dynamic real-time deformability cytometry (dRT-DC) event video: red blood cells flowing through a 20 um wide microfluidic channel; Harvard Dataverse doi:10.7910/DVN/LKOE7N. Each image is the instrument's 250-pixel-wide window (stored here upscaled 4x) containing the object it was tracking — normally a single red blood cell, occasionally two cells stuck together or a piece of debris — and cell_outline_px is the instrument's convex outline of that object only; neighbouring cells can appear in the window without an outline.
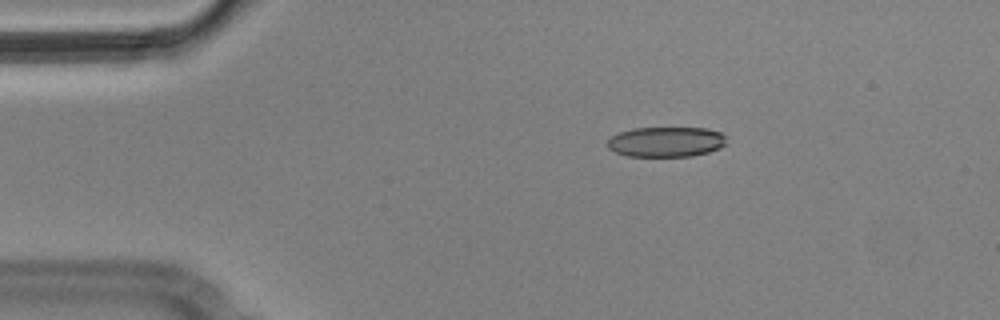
{"species": "Egyptian fruit bat (a non-hibernating species)", "species_latin": "Rousettus aegyptiacus", "temperature_condition": "cold", "stored_images_in_passage": 9, "camera_frame_rate_fps": 3000, "um_per_image_px": 0.085, "animal": {"sex": "male"}, "frame": {"image": 1, "passage_image": 2, "time_ms": 0.333, "image_size_px": [1000, 320], "cell_outline_px": [[724, 144], [720, 148], [708, 152], [692, 156], [628, 156], [616, 152], [608, 148], [608, 140], [612, 136], [620, 132], [632, 128], [708, 128], [720, 132], [724, 136]], "centroid_in_image_um": [56.61, 12.05], "position_along_channel_um": 28.4, "area_um2": 20.75}}
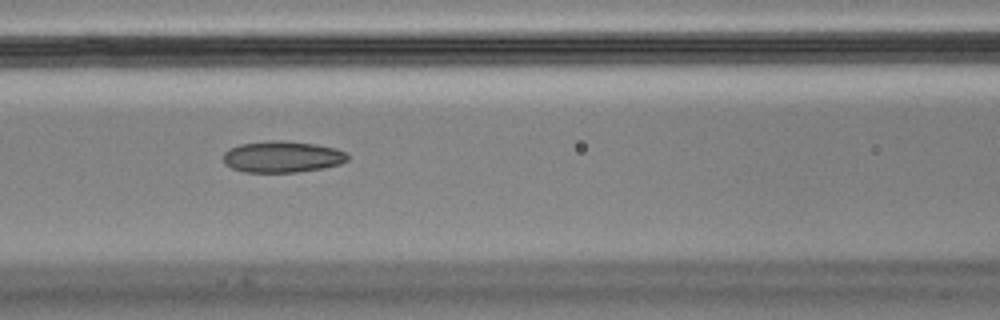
{"frame": {"image": 2, "passage_image": 6, "time_ms": 1.667, "image_size_px": [1000, 320], "cell_outline_px": [[348, 160], [340, 164], [324, 168], [296, 172], [244, 172], [232, 168], [224, 164], [224, 152], [240, 144], [272, 140], [280, 140], [316, 144], [336, 148], [344, 152], [348, 156]], "centroid_in_image_um": [24.0, 13.33], "position_along_channel_um": 142.6, "area_um2": 22.72}}
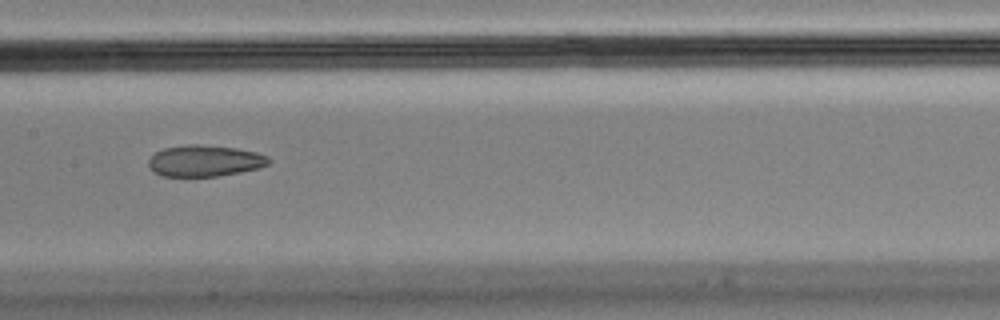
{"frame": {"image": 3, "passage_image": 7, "time_ms": 2.0, "image_size_px": [1000, 320], "cell_outline_px": [[272, 160], [268, 164], [260, 168], [240, 172], [216, 176], [160, 176], [152, 172], [148, 164], [148, 160], [156, 152], [164, 148], [188, 144], [196, 144], [236, 148], [256, 152], [268, 156]], "centroid_in_image_um": [17.4, 13.67], "position_along_channel_um": 190.0, "area_um2": 22.02}}